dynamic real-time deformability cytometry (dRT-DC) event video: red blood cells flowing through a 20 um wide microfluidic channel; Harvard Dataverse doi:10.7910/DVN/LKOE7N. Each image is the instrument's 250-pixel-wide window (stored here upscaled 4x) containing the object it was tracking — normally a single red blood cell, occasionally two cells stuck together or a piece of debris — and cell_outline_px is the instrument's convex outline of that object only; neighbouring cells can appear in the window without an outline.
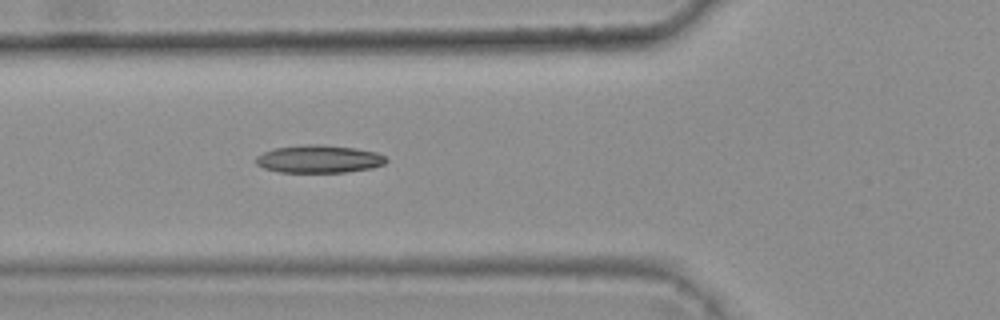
{"species": "common noctule bat (a hibernating species)", "species_latin": "Nyctalus noctula", "temperature_condition": "warm", "stored_images_in_passage": 3, "camera_frame_rate_fps": 3000, "um_per_image_px": 0.085, "animal": {"sex": "female", "body_mass_g": 25.1}, "frame": {"image": 1, "passage_image": 3, "time_ms": 0.667, "image_size_px": [1000, 320], "cell_outline_px": [[388, 160], [384, 164], [372, 168], [344, 172], [280, 172], [264, 168], [256, 164], [256, 156], [264, 152], [276, 148], [304, 144], [324, 144], [356, 148], [376, 152], [384, 156]], "centroid_in_image_um": [27.12, 13.51], "position_along_channel_um": 98.7, "area_um2": 21.1}}